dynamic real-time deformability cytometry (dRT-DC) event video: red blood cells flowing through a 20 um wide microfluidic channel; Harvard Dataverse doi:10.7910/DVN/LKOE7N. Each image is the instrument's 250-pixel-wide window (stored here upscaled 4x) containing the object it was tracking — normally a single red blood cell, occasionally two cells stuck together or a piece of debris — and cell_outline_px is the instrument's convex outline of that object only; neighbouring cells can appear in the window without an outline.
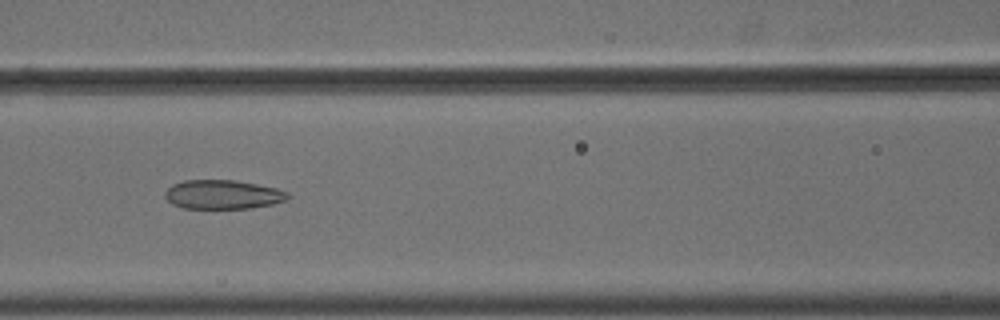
{"species": "common noctule bat (a hibernating species)", "species_latin": "Nyctalus noctula", "temperature_condition": "cold", "stored_images_in_passage": 56, "camera_frame_rate_fps": 3000, "um_per_image_px": 0.085, "animal": {"sex": "male", "body_mass_g": 18.8}, "frame": {"image": 1, "passage_image": 26, "time_ms": 8.333, "image_size_px": [1000, 320], "cell_outline_px": [[288, 200], [272, 204], [252, 208], [184, 208], [172, 204], [164, 196], [164, 192], [172, 184], [184, 180], [236, 180], [276, 188], [288, 192]], "centroid_in_image_um": [18.93, 16.53], "position_along_channel_um": 147.7, "area_um2": 20.81}}
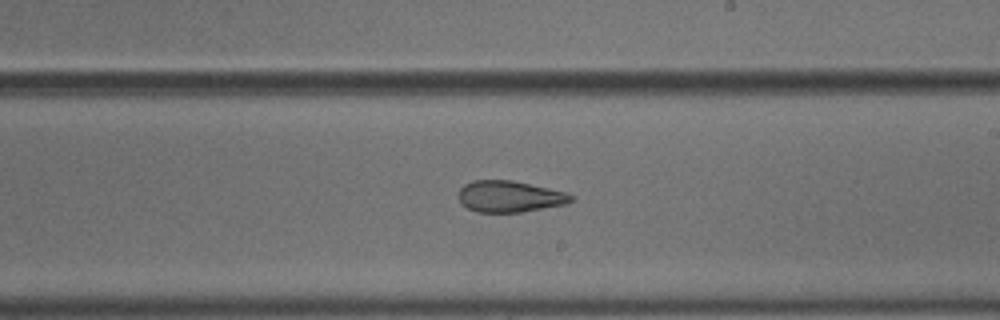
{"frame": {"image": 2, "passage_image": 34, "time_ms": 11.0, "image_size_px": [1000, 320], "cell_outline_px": [[572, 200], [568, 204], [520, 212], [476, 212], [460, 204], [460, 188], [464, 184], [472, 180], [512, 180], [548, 188], [564, 192], [572, 196]], "centroid_in_image_um": [43.29, 16.7], "position_along_channel_um": 245.7, "area_um2": 20.46}}
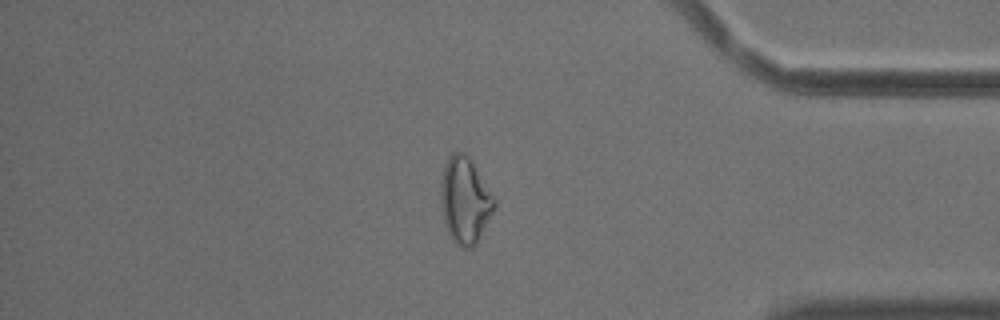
{"frame": {"image": 3, "passage_image": 48, "time_ms": 15.667, "image_size_px": [1000, 320], "cell_outline_px": [[496, 204], [476, 244], [472, 248], [464, 248], [456, 244], [452, 240], [448, 232], [444, 220], [440, 200], [440, 180], [448, 156], [452, 152], [464, 152], [468, 156], [496, 196]], "centroid_in_image_um": [39.52, 17.01], "position_along_channel_um": 395.7, "area_um2": 27.05}, "authors_computed_cell_mechanics": {"area_um2": 26.0389, "velocity_mm_per_s": 3.6821, "shape_relaxation_time_tau1_ms": null, "shape_relaxation_time_tau2_ms": 2.8975, "deformation_change_tau1": null, "deformation_change_tau2": 0.1052}}